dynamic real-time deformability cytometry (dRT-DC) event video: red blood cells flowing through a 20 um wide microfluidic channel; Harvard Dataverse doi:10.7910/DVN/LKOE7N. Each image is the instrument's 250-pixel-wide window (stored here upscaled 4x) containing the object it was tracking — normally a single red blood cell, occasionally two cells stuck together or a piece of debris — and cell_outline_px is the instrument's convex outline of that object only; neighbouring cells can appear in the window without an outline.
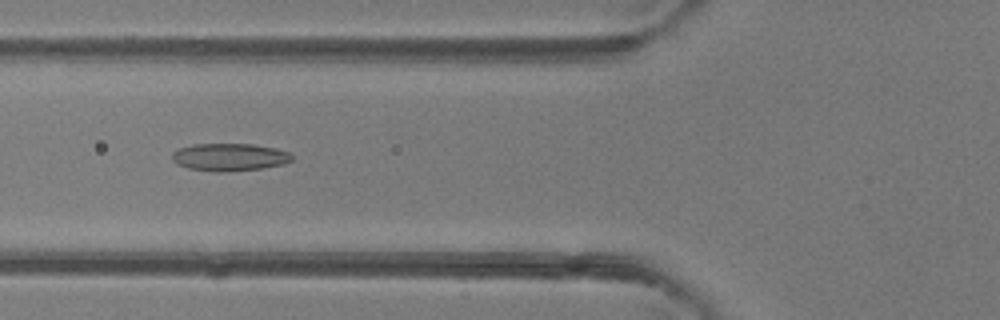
{"species": "common noctule bat (a hibernating species)", "species_latin": "Nyctalus noctula", "temperature_condition": "room temperature", "stored_images_in_passage": 41, "camera_frame_rate_fps": 3000, "um_per_image_px": 0.085, "animal": {"sex": "female"}, "frame": {"image": 1, "passage_image": 11, "time_ms": 3.333, "image_size_px": [1000, 320], "cell_outline_px": [[292, 160], [284, 164], [264, 168], [224, 172], [216, 172], [188, 168], [176, 164], [172, 160], [172, 152], [176, 148], [192, 144], [252, 144], [276, 148], [288, 152], [292, 156]], "centroid_in_image_um": [19.47, 13.35], "position_along_channel_um": 106.3, "area_um2": 19.48}}
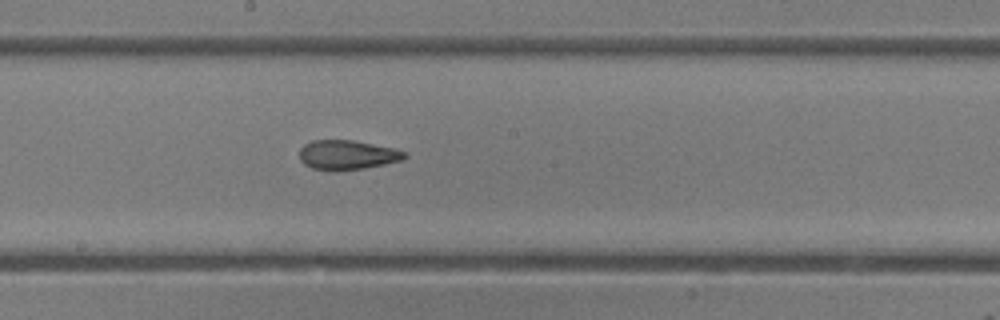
{"frame": {"image": 2, "passage_image": 19, "time_ms": 6.0, "image_size_px": [1000, 320], "cell_outline_px": [[408, 156], [404, 160], [364, 168], [336, 172], [332, 172], [312, 168], [304, 164], [300, 160], [300, 148], [304, 144], [312, 140], [352, 140], [396, 148], [408, 152]], "centroid_in_image_um": [29.54, 13.18], "position_along_channel_um": 218.7, "area_um2": 18.5}}
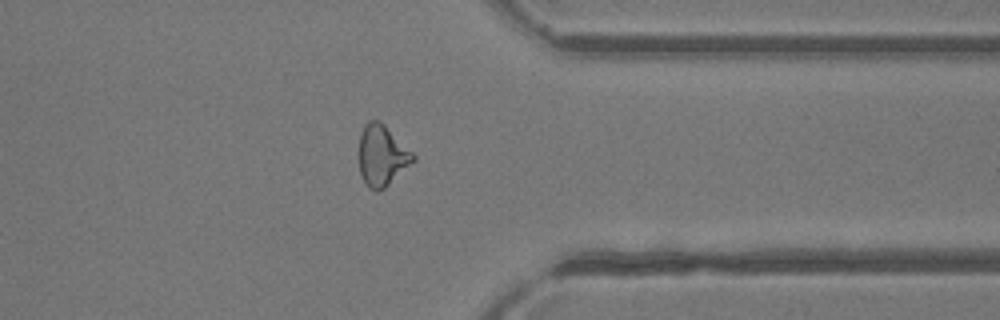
{"frame": {"image": 3, "passage_image": 31, "time_ms": 10.0, "image_size_px": [1000, 320], "cell_outline_px": [[416, 160], [384, 188], [376, 192], [368, 188], [360, 172], [360, 132], [364, 124], [368, 120], [380, 120], [416, 156]], "centroid_in_image_um": [32.47, 13.21], "position_along_channel_um": 378.9, "area_um2": 19.07}, "authors_computed_cell_mechanics": {"area_um2": 19.074, "velocity_mm_per_s": 4.1905, "shape_relaxation_time_tau1_ms": null, "shape_relaxation_time_tau2_ms": 1.0116, "deformation_change_tau1": null, "deformation_change_tau2": 0.0849}}